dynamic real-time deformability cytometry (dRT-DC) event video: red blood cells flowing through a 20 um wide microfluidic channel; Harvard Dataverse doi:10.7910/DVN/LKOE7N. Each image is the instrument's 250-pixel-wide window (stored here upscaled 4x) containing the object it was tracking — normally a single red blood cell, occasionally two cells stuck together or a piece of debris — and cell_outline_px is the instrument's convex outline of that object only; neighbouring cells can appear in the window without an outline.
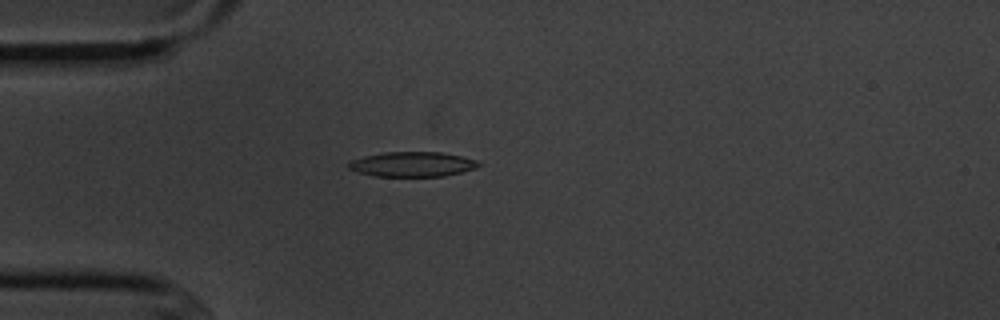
{"species": "common noctule bat (a hibernating species)", "species_latin": "Nyctalus noctula", "temperature_condition": "cold", "stored_images_in_passage": 4, "camera_frame_rate_fps": 3000, "um_per_image_px": 0.085, "animal": {"sex": "male", "body_mass_g": 20.1, "forearm_length_mm": 53.5}, "frame": {"image": 1, "passage_image": 4, "time_ms": 3.667, "image_size_px": [1000, 320], "cell_outline_px": [[480, 164], [476, 168], [444, 176], [376, 176], [360, 172], [348, 168], [348, 164], [352, 160], [364, 156], [384, 152], [444, 152], [480, 160]], "centroid_in_image_um": [35.1, 13.95], "position_along_channel_um": 49.9, "area_um2": 18.79}}